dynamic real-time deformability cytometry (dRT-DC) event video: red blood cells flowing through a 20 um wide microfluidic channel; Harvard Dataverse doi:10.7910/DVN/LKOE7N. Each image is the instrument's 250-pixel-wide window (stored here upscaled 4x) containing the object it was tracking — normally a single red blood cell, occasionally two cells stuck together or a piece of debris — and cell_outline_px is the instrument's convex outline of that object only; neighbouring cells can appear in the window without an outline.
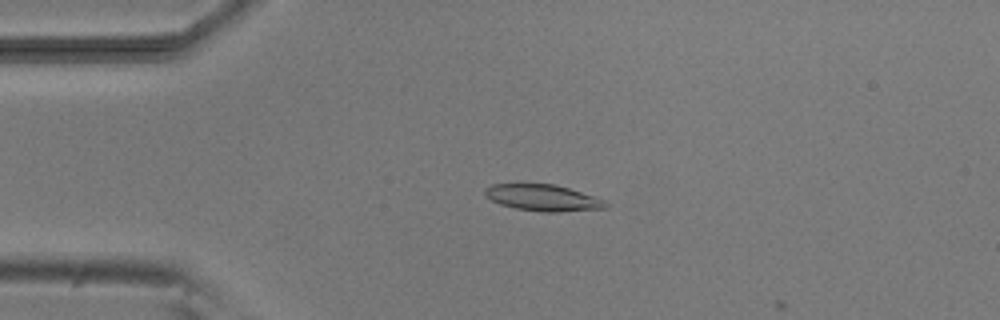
{"species": "common noctule bat (a hibernating species)", "species_latin": "Nyctalus noctula", "temperature_condition": "room temperature", "stored_images_in_passage": 5, "camera_frame_rate_fps": 3000, "um_per_image_px": 0.085, "animal": {"sex": "male", "body_mass_g": 20.5, "forearm_length_mm": 52.5}, "frame": {"image": 1, "passage_image": 4, "time_ms": 3.667, "image_size_px": [1000, 320], "cell_outline_px": [[608, 208], [560, 212], [540, 212], [516, 208], [500, 204], [492, 200], [484, 192], [484, 188], [492, 184], [556, 184], [604, 200], [608, 204]], "centroid_in_image_um": [46.16, 16.82], "position_along_channel_um": 38.8, "area_um2": 18.44}}